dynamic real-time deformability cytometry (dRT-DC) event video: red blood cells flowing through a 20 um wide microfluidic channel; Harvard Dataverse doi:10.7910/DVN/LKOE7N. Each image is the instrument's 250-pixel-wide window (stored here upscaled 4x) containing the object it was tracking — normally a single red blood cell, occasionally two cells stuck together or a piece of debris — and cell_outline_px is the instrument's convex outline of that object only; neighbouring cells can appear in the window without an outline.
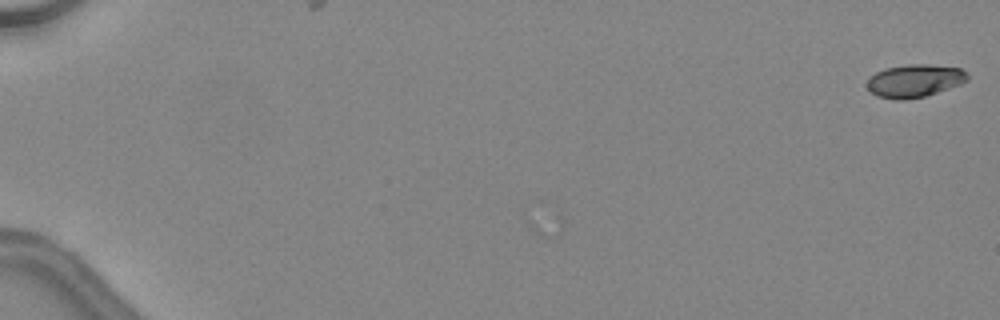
{"species": "common noctule bat (a hibernating species)", "species_latin": "Nyctalus noctula", "temperature_condition": "warm", "stored_images_in_passage": 3, "camera_frame_rate_fps": 3000, "um_per_image_px": 0.085, "animal": {"sex": "female", "body_mass_g": 24.6, "forearm_length_mm": 56.2}, "frame": {"image": 1, "passage_image": 3, "time_ms": 0.667, "image_size_px": [1000, 320], "cell_outline_px": [[968, 80], [960, 84], [924, 96], [904, 100], [896, 100], [876, 96], [868, 88], [868, 76], [884, 68], [908, 64], [928, 64], [960, 68], [968, 76]], "centroid_in_image_um": [77.7, 6.86], "position_along_channel_um": 7.3, "area_um2": 19.13}}